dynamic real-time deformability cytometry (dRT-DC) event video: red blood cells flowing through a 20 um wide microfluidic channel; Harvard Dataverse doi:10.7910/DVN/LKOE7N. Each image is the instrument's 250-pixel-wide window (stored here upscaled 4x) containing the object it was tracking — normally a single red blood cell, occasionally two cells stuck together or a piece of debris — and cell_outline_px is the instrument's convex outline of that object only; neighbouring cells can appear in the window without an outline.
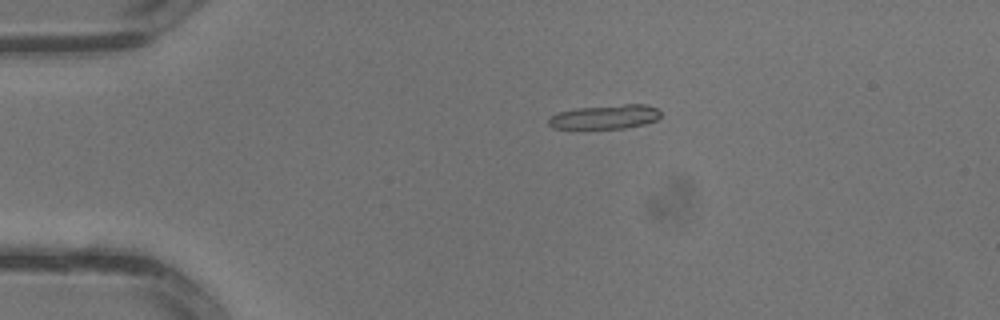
{"species": "common noctule bat (a hibernating species)", "species_latin": "Nyctalus noctula", "temperature_condition": "warm", "stored_images_in_passage": 3, "camera_frame_rate_fps": 3000, "um_per_image_px": 0.085, "animal": {"sex": "male", "body_mass_g": 13.3}, "frame": {"image": 1, "passage_image": 2, "time_ms": 0.333, "image_size_px": [1000, 320], "cell_outline_px": [[660, 116], [656, 120], [644, 124], [624, 128], [580, 132], [572, 132], [552, 128], [548, 124], [548, 120], [552, 116], [560, 112], [576, 108], [624, 104], [644, 104], [656, 108], [660, 112]], "centroid_in_image_um": [51.32, 10.0], "position_along_channel_um": 33.7, "area_um2": 16.7}}
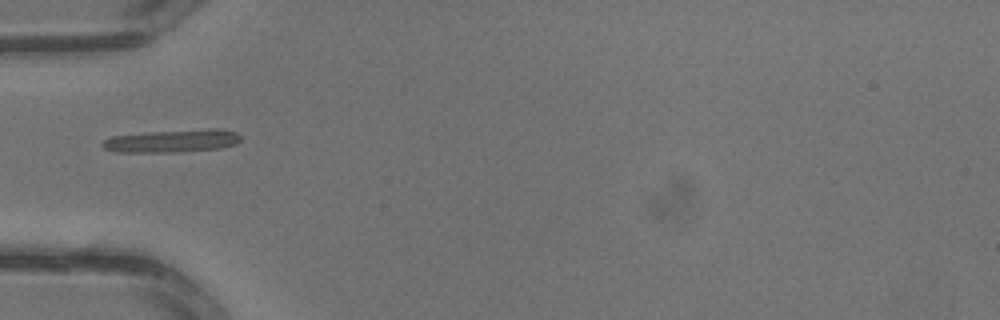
{"frame": {"image": 2, "passage_image": 3, "time_ms": 0.667, "image_size_px": [1000, 320], "cell_outline_px": [[240, 140], [236, 144], [220, 148], [176, 152], [116, 152], [104, 148], [100, 144], [104, 140], [112, 136], [152, 132], [208, 128], [216, 128], [236, 132], [240, 136]], "centroid_in_image_um": [14.65, 11.98], "position_along_channel_um": 70.3, "area_um2": 18.32}}